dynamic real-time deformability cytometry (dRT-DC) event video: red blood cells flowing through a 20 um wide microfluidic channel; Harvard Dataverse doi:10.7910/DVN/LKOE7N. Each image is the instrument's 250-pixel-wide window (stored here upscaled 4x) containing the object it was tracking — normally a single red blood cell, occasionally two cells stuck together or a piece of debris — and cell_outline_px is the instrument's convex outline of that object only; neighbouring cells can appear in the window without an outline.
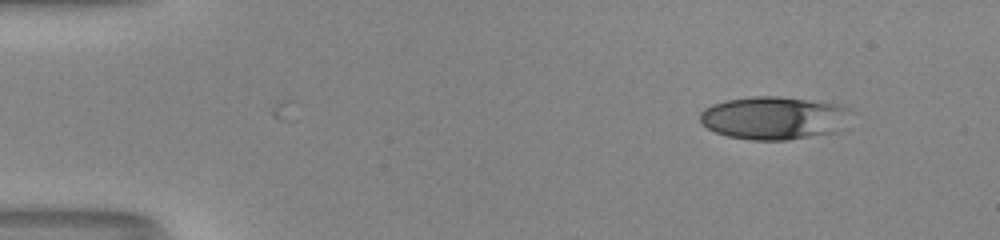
{"species": "human", "species_latin": "Homo sapiens", "temperature_condition": "room temperature", "stored_images_in_passage": 2, "camera_frame_rate_fps": 3000, "um_per_image_px": 0.085, "donor": {"sex": "male"}, "frame": {"image": 1, "passage_image": 2, "time_ms": 0.333, "image_size_px": [1000, 240], "cell_outline_px": [[856, 112], [832, 132], [788, 140], [752, 140], [728, 136], [716, 132], [700, 124], [700, 112], [704, 108], [712, 104], [724, 100], [752, 96], [780, 96], [840, 104]], "centroid_in_image_um": [65.75, 10.0], "position_along_channel_um": 19.3, "area_um2": 37.92}}